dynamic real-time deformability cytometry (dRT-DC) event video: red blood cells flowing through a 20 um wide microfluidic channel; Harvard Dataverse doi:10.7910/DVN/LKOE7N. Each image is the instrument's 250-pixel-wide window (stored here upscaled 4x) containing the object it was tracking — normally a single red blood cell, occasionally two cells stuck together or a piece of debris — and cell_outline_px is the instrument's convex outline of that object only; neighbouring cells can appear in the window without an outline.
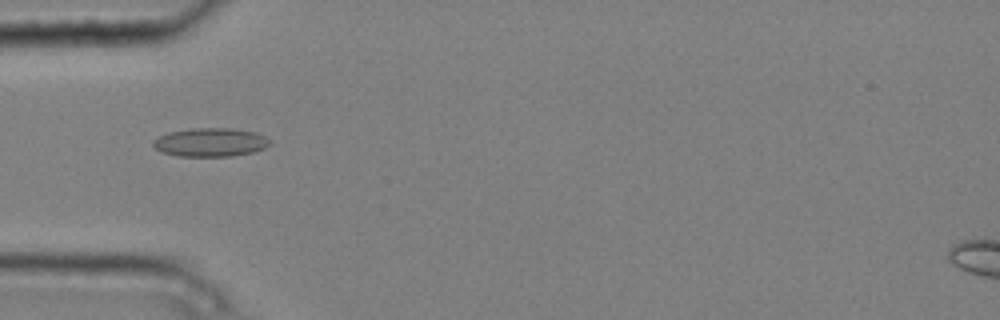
{"species": "common noctule bat (a hibernating species)", "species_latin": "Nyctalus noctula", "temperature_condition": "cold", "stored_images_in_passage": 7, "camera_frame_rate_fps": 3000, "um_per_image_px": 0.085, "animal": {"sex": "male", "body_mass_g": 20.4}, "frame": {"image": 1, "passage_image": 5, "time_ms": 1.333, "image_size_px": [1000, 320], "cell_outline_px": [[272, 144], [264, 148], [252, 152], [232, 156], [176, 156], [160, 152], [152, 144], [152, 140], [168, 132], [192, 128], [232, 128], [256, 132], [272, 140]], "centroid_in_image_um": [17.89, 12.09], "position_along_channel_um": 67.1, "area_um2": 19.65}}
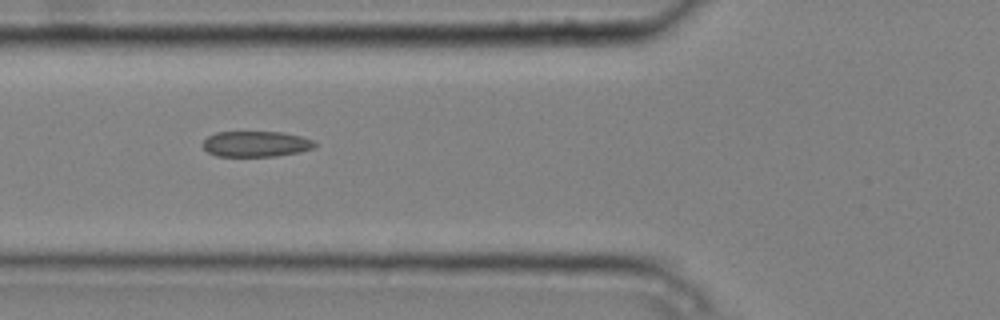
{"frame": {"image": 2, "passage_image": 6, "time_ms": 1.667, "image_size_px": [1000, 320], "cell_outline_px": [[316, 144], [312, 148], [300, 152], [276, 156], [216, 156], [208, 152], [200, 144], [208, 136], [216, 132], [284, 132], [300, 136], [312, 140]], "centroid_in_image_um": [21.72, 12.23], "position_along_channel_um": 104.1, "area_um2": 16.76}}
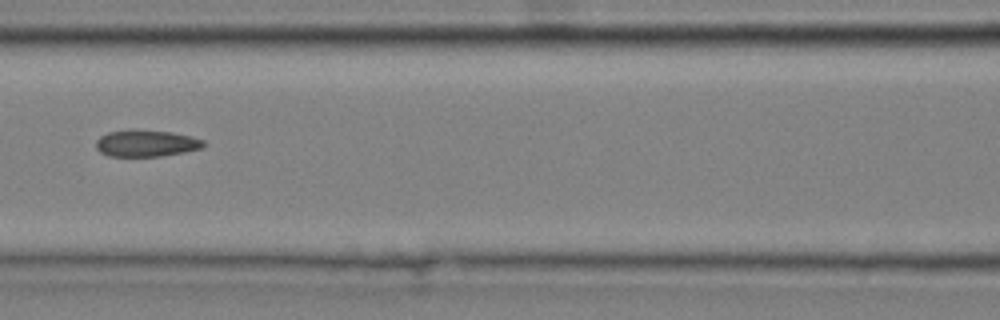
{"frame": {"image": 3, "passage_image": 7, "time_ms": 2.0, "image_size_px": [1000, 320], "cell_outline_px": [[208, 144], [204, 148], [184, 152], [160, 156], [108, 156], [100, 152], [96, 148], [96, 140], [100, 136], [108, 132], [136, 128], [172, 132], [192, 136], [204, 140]], "centroid_in_image_um": [12.46, 12.16], "position_along_channel_um": 154.1, "area_um2": 17.17}}